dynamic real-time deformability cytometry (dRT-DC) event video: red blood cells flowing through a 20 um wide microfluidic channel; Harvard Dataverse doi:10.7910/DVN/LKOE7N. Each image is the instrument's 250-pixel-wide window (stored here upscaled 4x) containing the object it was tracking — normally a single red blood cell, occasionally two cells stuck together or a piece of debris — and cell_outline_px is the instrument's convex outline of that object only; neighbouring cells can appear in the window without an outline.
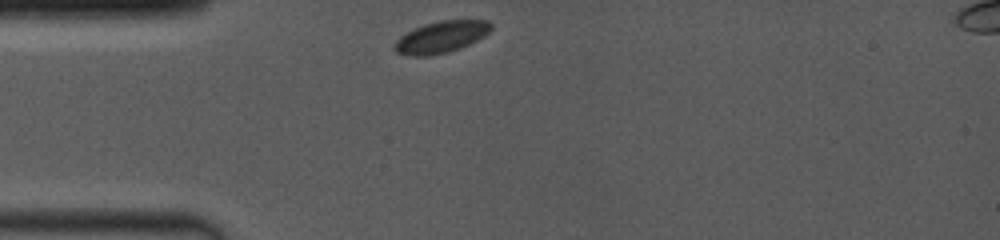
{"species": "common noctule bat (a hibernating species)", "species_latin": "Nyctalus noctula", "temperature_condition": "room temperature", "stored_images_in_passage": 3, "camera_frame_rate_fps": 4000, "um_per_image_px": 0.085, "animal": {"sex": "female", "body_mass_g": 19.0, "forearm_length_mm": 53.3}, "frame": {"image": 1, "passage_image": 1, "time_ms": 0.0, "image_size_px": [1000, 240], "cell_outline_px": [[492, 28], [484, 36], [460, 48], [448, 52], [428, 56], [408, 56], [396, 52], [392, 48], [392, 44], [400, 36], [412, 28], [424, 24], [440, 20], [488, 20], [492, 24]], "centroid_in_image_um": [37.44, 3.15], "position_along_channel_um": 47.6, "area_um2": 18.03}}
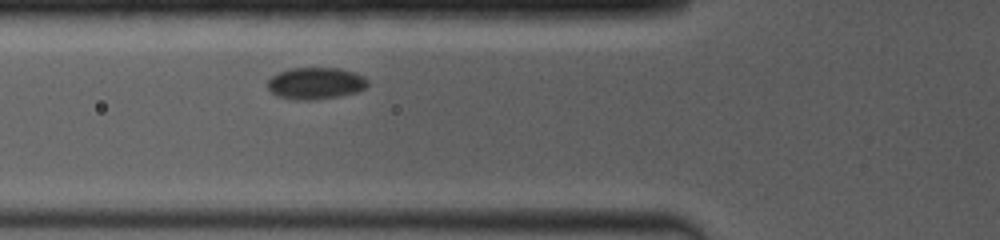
{"frame": {"image": 2, "passage_image": 3, "time_ms": 1.75, "image_size_px": [1000, 240], "cell_outline_px": [[368, 84], [364, 88], [356, 92], [340, 96], [316, 100], [292, 100], [276, 96], [268, 88], [268, 80], [272, 76], [280, 72], [292, 68], [340, 68], [352, 72], [368, 80]], "centroid_in_image_um": [26.8, 7.1], "position_along_channel_um": 99.0, "area_um2": 18.5}}